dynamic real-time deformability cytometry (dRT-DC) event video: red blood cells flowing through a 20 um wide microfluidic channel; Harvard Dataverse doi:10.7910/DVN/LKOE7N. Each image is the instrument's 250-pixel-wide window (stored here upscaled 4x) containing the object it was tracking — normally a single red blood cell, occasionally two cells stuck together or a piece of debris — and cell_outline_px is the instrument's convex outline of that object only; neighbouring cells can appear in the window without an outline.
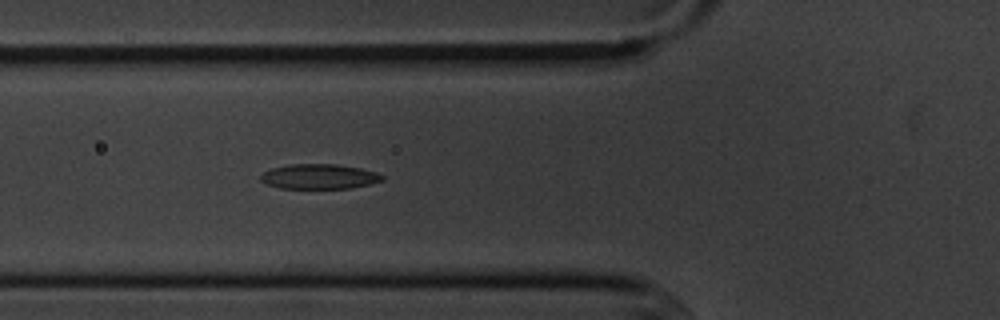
{"species": "common noctule bat (a hibernating species)", "species_latin": "Nyctalus noctula", "temperature_condition": "cold", "stored_images_in_passage": 5, "camera_frame_rate_fps": 3000, "um_per_image_px": 0.085, "animal": {"sex": "male", "body_mass_g": 20.1, "forearm_length_mm": 53.5}, "frame": {"image": 1, "passage_image": 5, "time_ms": 4.667, "image_size_px": [1000, 320], "cell_outline_px": [[384, 180], [352, 188], [280, 188], [268, 184], [260, 180], [260, 176], [264, 172], [272, 168], [288, 164], [336, 164], [360, 168], [376, 172], [384, 176]], "centroid_in_image_um": [27.14, 15.0], "position_along_channel_um": 98.7, "area_um2": 17.57}}